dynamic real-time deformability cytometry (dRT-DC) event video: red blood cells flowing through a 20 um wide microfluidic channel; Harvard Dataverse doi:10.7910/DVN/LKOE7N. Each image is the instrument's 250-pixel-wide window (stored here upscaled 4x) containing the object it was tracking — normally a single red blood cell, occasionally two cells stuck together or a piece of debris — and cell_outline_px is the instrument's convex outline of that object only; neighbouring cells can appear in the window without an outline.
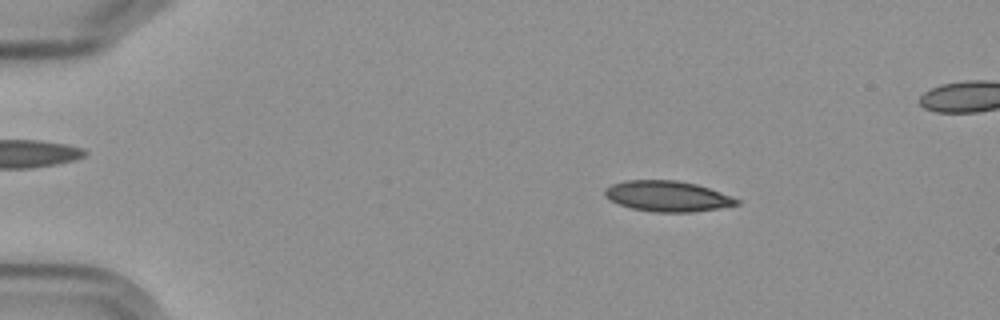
{"species": "Egyptian fruit bat (a non-hibernating species)", "species_latin": "Rousettus aegyptiacus", "temperature_condition": "cold", "stored_images_in_passage": 5, "camera_frame_rate_fps": 3000, "um_per_image_px": 0.085, "frame": {"image": 1, "passage_image": 2, "time_ms": 2.0, "image_size_px": [1000, 320], "cell_outline_px": [[740, 204], [692, 212], [652, 212], [632, 208], [620, 204], [604, 196], [604, 188], [612, 184], [624, 180], [676, 180], [696, 184], [732, 196], [740, 200]], "centroid_in_image_um": [56.71, 16.67], "position_along_channel_um": 28.3, "area_um2": 23.41}}